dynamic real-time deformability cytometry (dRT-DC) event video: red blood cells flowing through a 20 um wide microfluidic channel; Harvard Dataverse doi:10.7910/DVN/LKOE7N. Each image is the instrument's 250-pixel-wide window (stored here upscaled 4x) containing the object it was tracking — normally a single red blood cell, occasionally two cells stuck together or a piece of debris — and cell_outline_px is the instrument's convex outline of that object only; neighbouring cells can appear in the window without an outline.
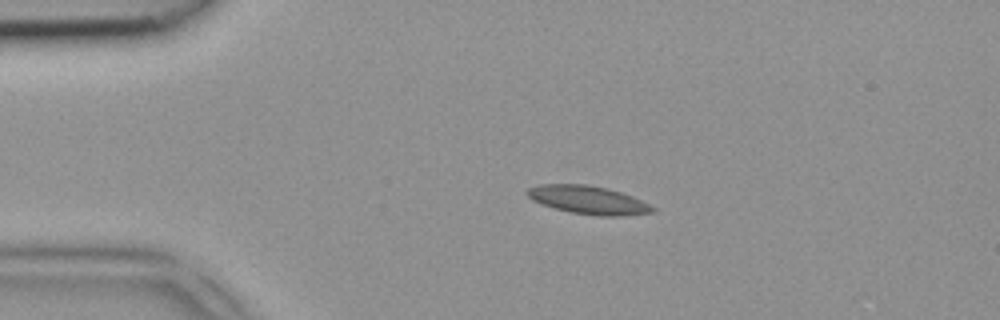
{"species": "common noctule bat (a hibernating species)", "species_latin": "Nyctalus noctula", "temperature_condition": "room temperature", "stored_images_in_passage": 40, "camera_frame_rate_fps": 3000, "um_per_image_px": 0.085, "animal": {"sex": "female", "body_mass_g": 18.4}, "frame": {"image": 1, "passage_image": 9, "time_ms": 2.667, "image_size_px": [1000, 320], "cell_outline_px": [[656, 212], [620, 216], [596, 216], [572, 212], [540, 204], [532, 200], [524, 192], [528, 188], [536, 184], [588, 184], [608, 188], [632, 196], [656, 208]], "centroid_in_image_um": [49.97, 16.99], "position_along_channel_um": 35.0, "area_um2": 20.75}}
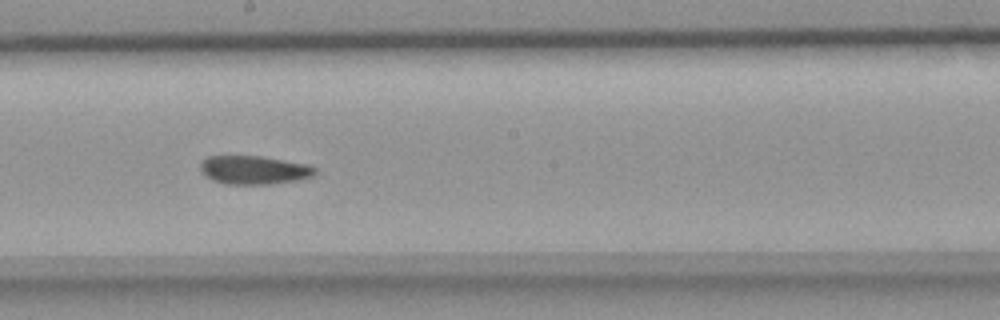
{"frame": {"image": 2, "passage_image": 25, "time_ms": 8.0, "image_size_px": [1000, 320], "cell_outline_px": [[316, 172], [312, 176], [296, 180], [272, 184], [224, 184], [212, 180], [200, 168], [200, 160], [208, 156], [260, 156], [308, 164], [316, 168]], "centroid_in_image_um": [21.58, 14.44], "position_along_channel_um": 226.6, "area_um2": 19.02}}
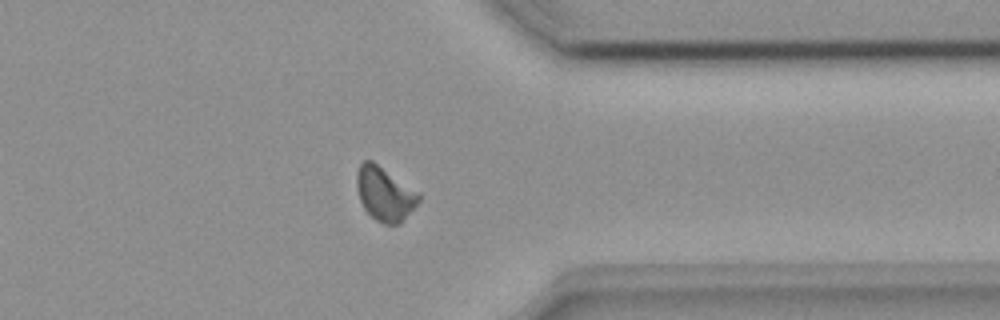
{"frame": {"image": 3, "passage_image": 36, "time_ms": 11.667, "image_size_px": [1000, 320], "cell_outline_px": [[420, 200], [404, 220], [400, 224], [384, 224], [376, 220], [364, 208], [360, 200], [356, 188], [356, 172], [360, 164], [364, 160], [372, 160], [420, 192]], "centroid_in_image_um": [32.7, 16.46], "position_along_channel_um": 378.7, "area_um2": 19.65}}